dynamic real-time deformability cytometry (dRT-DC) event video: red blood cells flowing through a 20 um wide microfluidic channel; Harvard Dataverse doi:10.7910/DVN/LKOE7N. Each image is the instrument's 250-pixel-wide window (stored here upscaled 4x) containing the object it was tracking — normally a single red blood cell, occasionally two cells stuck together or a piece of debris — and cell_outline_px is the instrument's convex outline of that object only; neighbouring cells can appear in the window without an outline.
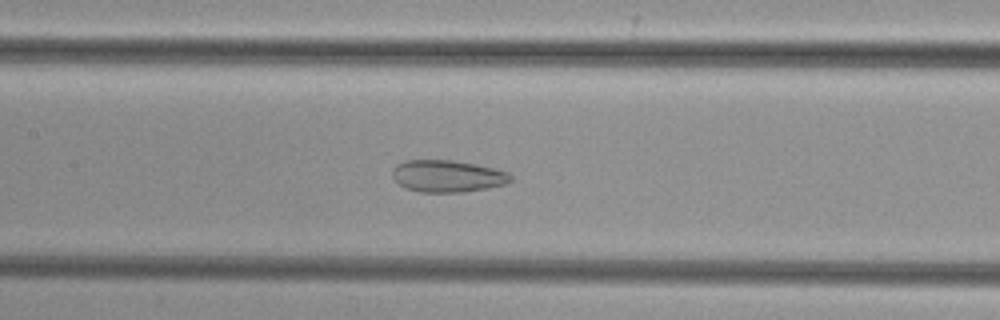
{"species": "common noctule bat (a hibernating species)", "species_latin": "Nyctalus noctula", "temperature_condition": "cold", "stored_images_in_passage": 50, "camera_frame_rate_fps": 3000, "um_per_image_px": 0.085, "animal": {"sex": "female", "body_mass_g": 29.2, "forearm_length_mm": 56.3}, "frame": {"image": 1, "passage_image": 23, "time_ms": 7.333, "image_size_px": [1000, 320], "cell_outline_px": [[512, 180], [508, 184], [488, 188], [464, 192], [420, 192], [404, 188], [392, 176], [392, 168], [396, 164], [404, 160], [452, 160], [476, 164], [508, 172], [512, 176]], "centroid_in_image_um": [38.03, 14.97], "position_along_channel_um": 169.4, "area_um2": 22.25}}
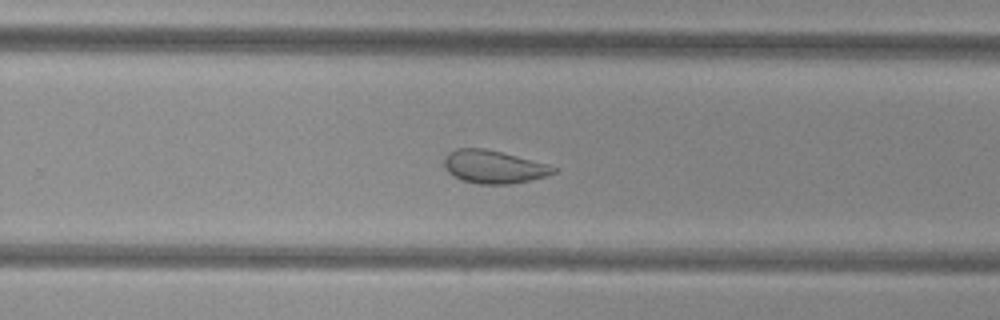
{"frame": {"image": 2, "passage_image": 32, "time_ms": 10.333, "image_size_px": [1000, 320], "cell_outline_px": [[556, 172], [544, 176], [512, 184], [476, 184], [452, 176], [444, 168], [444, 156], [448, 152], [456, 148], [484, 148], [504, 152], [548, 164], [556, 168]], "centroid_in_image_um": [41.92, 14.17], "position_along_channel_um": 287.9, "area_um2": 21.15}}
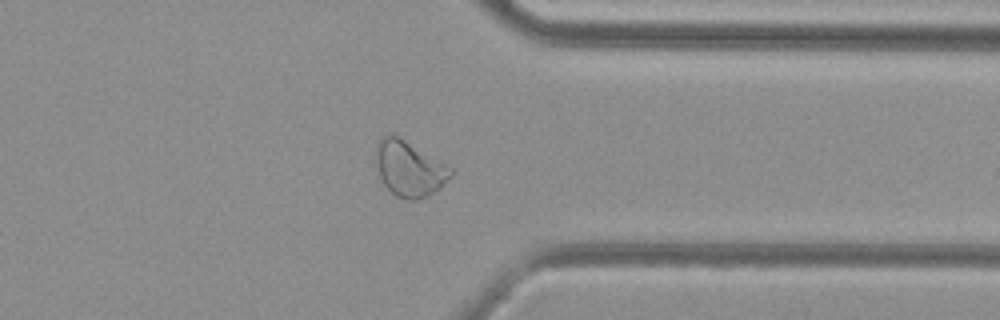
{"frame": {"image": 3, "passage_image": 39, "time_ms": 12.667, "image_size_px": [1000, 320], "cell_outline_px": [[456, 172], [440, 188], [428, 196], [416, 200], [408, 200], [396, 196], [384, 184], [380, 176], [376, 156], [376, 144], [380, 136], [396, 136], [404, 140], [452, 168]], "centroid_in_image_um": [34.81, 14.37], "position_along_channel_um": 376.6, "area_um2": 23.76}}